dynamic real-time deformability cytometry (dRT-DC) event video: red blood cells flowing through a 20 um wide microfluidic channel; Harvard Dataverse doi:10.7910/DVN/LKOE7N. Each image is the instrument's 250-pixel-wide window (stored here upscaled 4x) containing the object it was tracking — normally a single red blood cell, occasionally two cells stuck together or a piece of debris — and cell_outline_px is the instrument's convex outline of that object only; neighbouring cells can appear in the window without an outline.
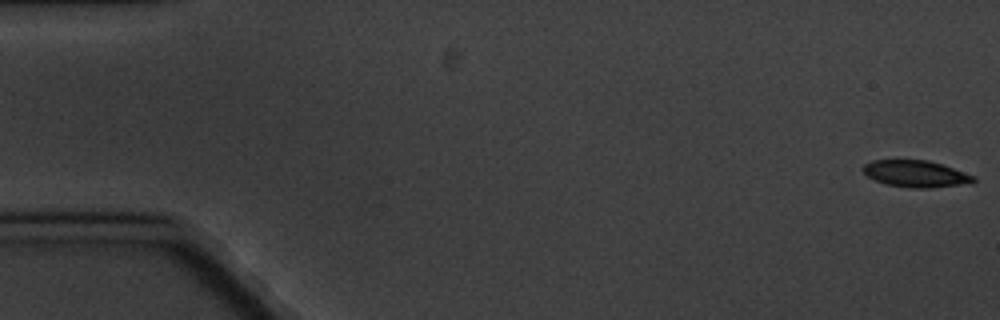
{"species": "common noctule bat (a hibernating species)", "species_latin": "Nyctalus noctula", "temperature_condition": "cold", "stored_images_in_passage": 5, "camera_frame_rate_fps": 3000, "um_per_image_px": 0.085, "animal": {"sex": "male", "body_mass_g": 20.1, "forearm_length_mm": 53.5}, "frame": {"image": 1, "passage_image": 1, "time_ms": 0.0, "image_size_px": [1000, 320], "cell_outline_px": [[976, 180], [972, 184], [928, 188], [912, 188], [884, 184], [868, 176], [860, 168], [864, 164], [872, 160], [928, 160], [976, 176]], "centroid_in_image_um": [77.86, 14.78], "position_along_channel_um": 7.1, "area_um2": 17.34}}